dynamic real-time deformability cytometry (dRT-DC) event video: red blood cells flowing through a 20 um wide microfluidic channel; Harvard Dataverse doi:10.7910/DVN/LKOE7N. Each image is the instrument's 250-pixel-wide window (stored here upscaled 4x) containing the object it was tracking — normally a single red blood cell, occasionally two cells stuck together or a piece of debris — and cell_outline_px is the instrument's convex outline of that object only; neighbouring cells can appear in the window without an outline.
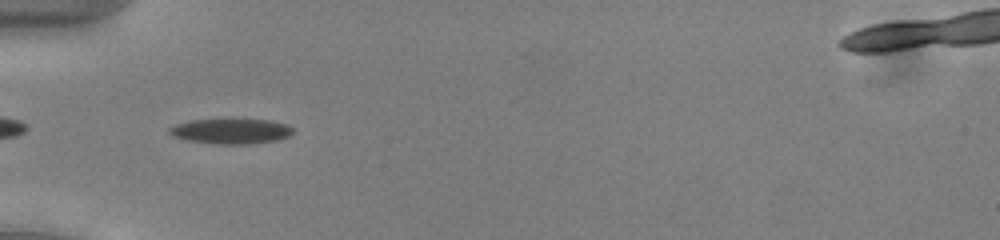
{"species": "common noctule bat (a hibernating species)", "species_latin": "Nyctalus noctula", "temperature_condition": "cold", "stored_images_in_passage": 34, "camera_frame_rate_fps": 3000, "um_per_image_px": 0.085, "animal": {"sex": "male", "body_mass_g": 13.0, "forearm_length_mm": 53.1}, "frame": {"image": 1, "passage_image": 2, "time_ms": 0.333, "image_size_px": [1000, 240], "cell_outline_px": [[292, 132], [288, 136], [276, 140], [248, 144], [212, 144], [188, 140], [172, 136], [168, 132], [168, 128], [176, 124], [192, 120], [268, 120], [288, 124], [292, 128]], "centroid_in_image_um": [19.6, 11.16], "position_along_channel_um": 65.4, "area_um2": 17.92}}
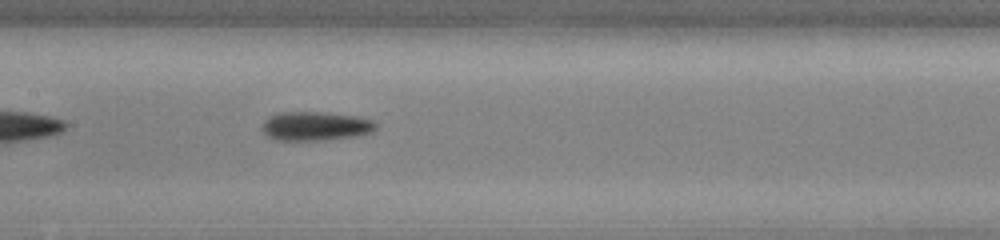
{"frame": {"image": 2, "passage_image": 11, "time_ms": 3.333, "image_size_px": [1000, 240], "cell_outline_px": [[376, 128], [372, 132], [352, 136], [324, 140], [272, 140], [260, 128], [264, 120], [268, 116], [280, 112], [316, 112], [356, 116], [372, 120], [376, 124]], "centroid_in_image_um": [26.75, 10.72], "position_along_channel_um": 180.7, "area_um2": 19.13}}
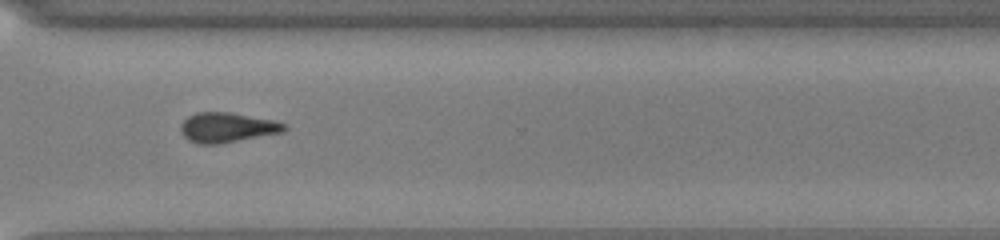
{"frame": {"image": 3, "passage_image": 24, "time_ms": 7.667, "image_size_px": [1000, 240], "cell_outline_px": [[288, 128], [284, 132], [220, 144], [200, 144], [188, 140], [180, 132], [180, 124], [188, 116], [196, 112], [228, 112], [272, 120], [288, 124]], "centroid_in_image_um": [19.3, 10.84], "position_along_channel_um": 351.3, "area_um2": 18.15}, "authors_computed_cell_mechanics": {"area_um2": 18.1203, "velocity_mm_per_s": 3.9469, "shape_relaxation_time_tau1_ms": 2.4965, "shape_relaxation_time_tau2_ms": null, "deformation_change_tau1": 0.0936, "deformation_change_tau2": null}}